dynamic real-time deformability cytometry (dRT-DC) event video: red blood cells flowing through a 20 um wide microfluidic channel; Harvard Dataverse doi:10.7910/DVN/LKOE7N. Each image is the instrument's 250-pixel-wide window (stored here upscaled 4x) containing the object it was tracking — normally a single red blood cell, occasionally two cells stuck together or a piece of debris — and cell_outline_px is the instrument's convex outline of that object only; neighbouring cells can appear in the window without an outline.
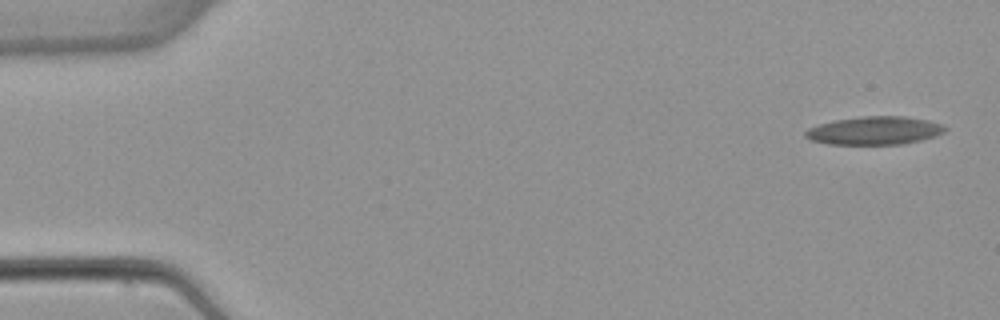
{"species": "common noctule bat (a hibernating species)", "species_latin": "Nyctalus noctula", "temperature_condition": "warm", "stored_images_in_passage": 4, "camera_frame_rate_fps": 3000, "um_per_image_px": 0.085, "animal": {"sex": "female", "body_mass_g": 22.7, "forearm_length_mm": 54.2}, "frame": {"image": 1, "passage_image": 1, "time_ms": 0.0, "image_size_px": [1000, 320], "cell_outline_px": [[948, 128], [944, 132], [936, 136], [920, 140], [900, 144], [828, 144], [808, 140], [804, 136], [804, 132], [808, 128], [832, 120], [864, 116], [904, 116], [928, 120], [944, 124]], "centroid_in_image_um": [74.33, 11.09], "position_along_channel_um": 10.7, "area_um2": 23.12}}
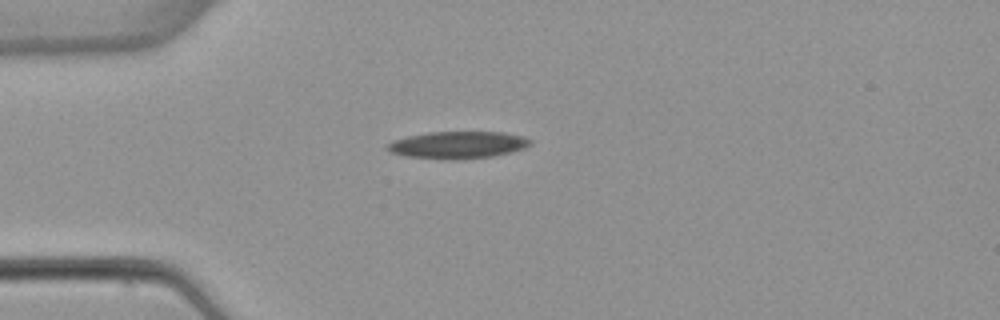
{"frame": {"image": 2, "passage_image": 4, "time_ms": 4.0, "image_size_px": [1000, 320], "cell_outline_px": [[532, 144], [524, 148], [492, 156], [456, 160], [444, 160], [408, 156], [392, 152], [384, 148], [392, 140], [408, 136], [428, 132], [504, 132], [524, 136], [532, 140]], "centroid_in_image_um": [38.92, 12.31], "position_along_channel_um": 46.1, "area_um2": 22.66}}